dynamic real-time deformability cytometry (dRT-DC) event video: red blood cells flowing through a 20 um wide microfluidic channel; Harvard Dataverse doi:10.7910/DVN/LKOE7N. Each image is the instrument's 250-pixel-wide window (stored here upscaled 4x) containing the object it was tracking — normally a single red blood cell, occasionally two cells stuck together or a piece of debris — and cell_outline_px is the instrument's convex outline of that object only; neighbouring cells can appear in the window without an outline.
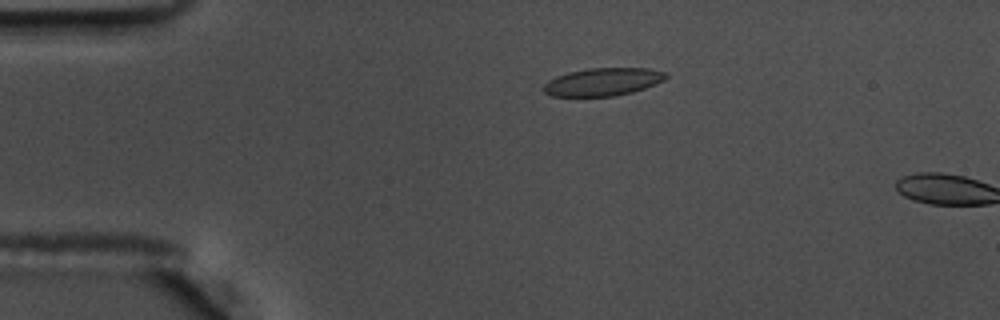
{"species": "common noctule bat (a hibernating species)", "species_latin": "Nyctalus noctula", "temperature_condition": "warm", "stored_images_in_passage": 14, "camera_frame_rate_fps": 3000, "um_per_image_px": 0.085, "animal": {"sex": "male", "body_mass_g": 17.5, "forearm_length_mm": 52.3}, "frame": {"image": 1, "passage_image": 12, "time_ms": 3.667, "image_size_px": [1000, 320], "cell_outline_px": [[668, 76], [664, 80], [656, 84], [632, 92], [616, 96], [552, 96], [544, 92], [540, 88], [548, 80], [556, 76], [568, 72], [588, 68], [648, 68], [668, 72]], "centroid_in_image_um": [51.24, 6.95], "position_along_channel_um": 33.8, "area_um2": 20.06}}